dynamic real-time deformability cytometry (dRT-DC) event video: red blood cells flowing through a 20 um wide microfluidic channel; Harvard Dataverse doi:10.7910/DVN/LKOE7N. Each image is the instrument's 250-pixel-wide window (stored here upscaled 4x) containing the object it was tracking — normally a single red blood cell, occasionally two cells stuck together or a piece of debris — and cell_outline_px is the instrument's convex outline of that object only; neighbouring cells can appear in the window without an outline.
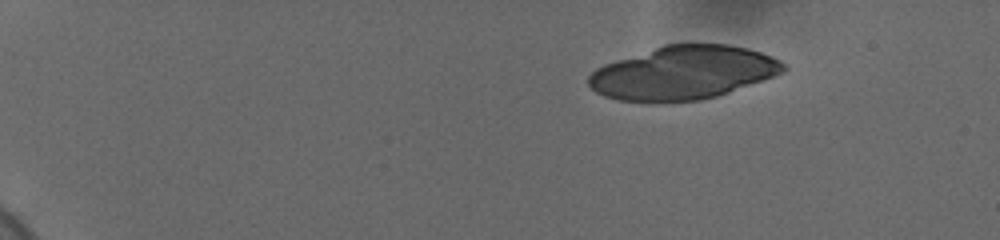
{"species": "human", "species_latin": "Homo sapiens", "temperature_condition": "cold", "stored_images_in_passage": 34, "camera_frame_rate_fps": 3000, "um_per_image_px": 0.085, "donor": {"sex": "female"}, "frame": {"image": 1, "passage_image": 1, "time_ms": 0.0, "image_size_px": [1000, 240], "cell_outline_px": [[788, 68], [784, 72], [728, 92], [716, 96], [700, 100], [620, 100], [604, 96], [596, 92], [588, 84], [588, 76], [596, 68], [604, 64], [664, 44], [728, 44], [748, 48], [772, 56], [788, 64]], "centroid_in_image_um": [58.1, 6.15], "position_along_channel_um": 26.9, "area_um2": 60.0}}
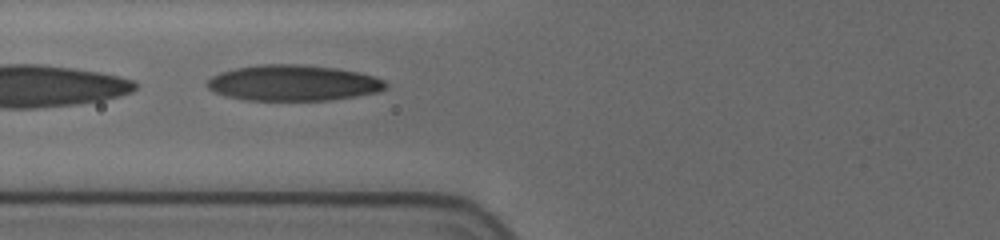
{"frame": {"image": 2, "passage_image": 18, "time_ms": 5.667, "image_size_px": [1000, 240], "cell_outline_px": [[388, 88], [376, 92], [356, 96], [332, 100], [248, 100], [228, 96], [216, 92], [208, 88], [208, 80], [212, 76], [220, 72], [236, 68], [260, 64], [300, 64], [336, 68], [360, 72], [384, 80], [388, 84]], "centroid_in_image_um": [24.96, 7.04], "position_along_channel_um": 100.8, "area_um2": 37.17}}
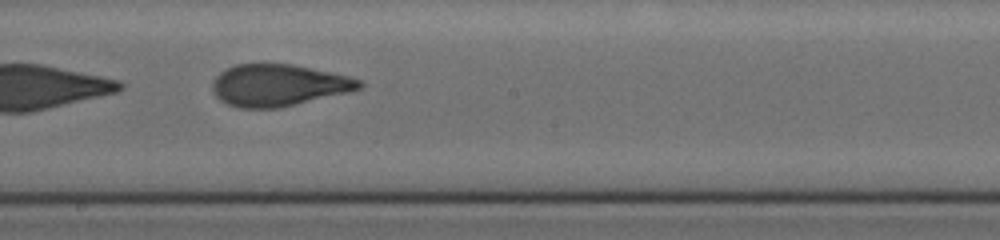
{"frame": {"image": 3, "passage_image": 28, "time_ms": 9.0, "image_size_px": [1000, 240], "cell_outline_px": [[364, 84], [360, 88], [348, 92], [280, 108], [240, 108], [228, 104], [220, 100], [212, 92], [212, 80], [220, 72], [236, 64], [292, 64], [348, 76], [364, 80]], "centroid_in_image_um": [23.66, 7.25], "position_along_channel_um": 224.5, "area_um2": 35.78}}